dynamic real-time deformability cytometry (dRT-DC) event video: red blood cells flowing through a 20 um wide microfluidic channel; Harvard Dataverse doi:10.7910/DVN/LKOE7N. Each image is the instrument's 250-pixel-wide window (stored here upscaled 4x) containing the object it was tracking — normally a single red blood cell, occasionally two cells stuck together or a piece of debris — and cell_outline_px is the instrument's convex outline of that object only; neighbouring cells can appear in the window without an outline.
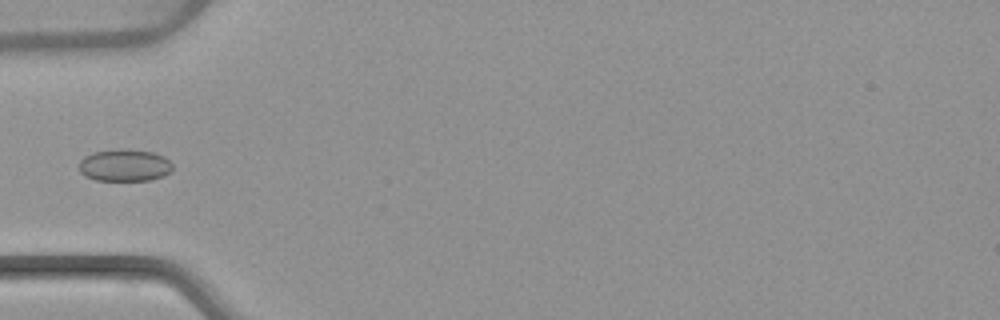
{"species": "common noctule bat (a hibernating species)", "species_latin": "Nyctalus noctula", "temperature_condition": "warm", "stored_images_in_passage": 5, "camera_frame_rate_fps": 3000, "um_per_image_px": 0.085, "animal": {"sex": "female", "body_mass_g": 22.7, "forearm_length_mm": 54.2}, "frame": {"image": 1, "passage_image": 5, "time_ms": 5.0, "image_size_px": [1000, 320], "cell_outline_px": [[172, 172], [164, 176], [152, 180], [96, 180], [84, 176], [80, 172], [80, 160], [84, 156], [96, 152], [120, 148], [124, 148], [152, 152], [164, 156], [172, 164]], "centroid_in_image_um": [10.61, 14.05], "position_along_channel_um": 74.4, "area_um2": 17.63}}